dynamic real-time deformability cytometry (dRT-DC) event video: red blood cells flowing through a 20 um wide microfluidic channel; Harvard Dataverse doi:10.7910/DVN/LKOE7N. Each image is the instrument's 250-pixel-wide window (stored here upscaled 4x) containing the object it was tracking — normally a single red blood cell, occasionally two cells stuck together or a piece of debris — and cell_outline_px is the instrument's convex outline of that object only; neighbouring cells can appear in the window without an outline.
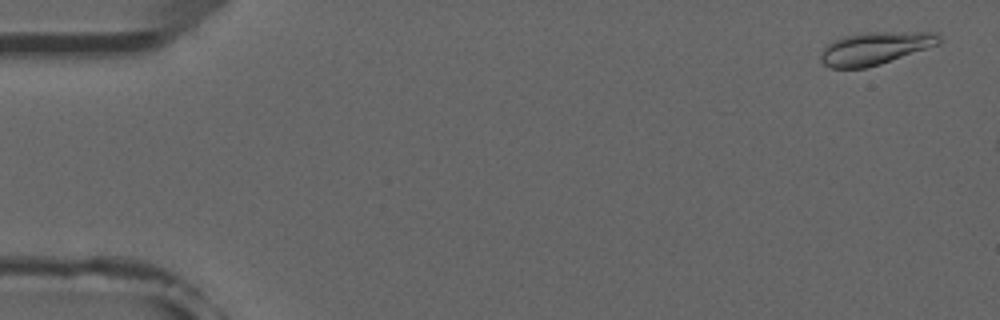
{"species": "common noctule bat (a hibernating species)", "species_latin": "Nyctalus noctula", "temperature_condition": "room temperature", "stored_images_in_passage": 3, "camera_frame_rate_fps": 3000, "um_per_image_px": 0.085, "animal": {"sex": "male", "forearm_length_mm": 52.5}, "frame": {"image": 1, "passage_image": 1, "time_ms": 0.0, "image_size_px": [1000, 320], "cell_outline_px": [[940, 44], [880, 64], [864, 68], [832, 68], [824, 64], [820, 60], [820, 56], [824, 48], [828, 44], [844, 36], [860, 32], [940, 32]], "centroid_in_image_um": [74.41, 4.09], "position_along_channel_um": 10.6, "area_um2": 22.48}}